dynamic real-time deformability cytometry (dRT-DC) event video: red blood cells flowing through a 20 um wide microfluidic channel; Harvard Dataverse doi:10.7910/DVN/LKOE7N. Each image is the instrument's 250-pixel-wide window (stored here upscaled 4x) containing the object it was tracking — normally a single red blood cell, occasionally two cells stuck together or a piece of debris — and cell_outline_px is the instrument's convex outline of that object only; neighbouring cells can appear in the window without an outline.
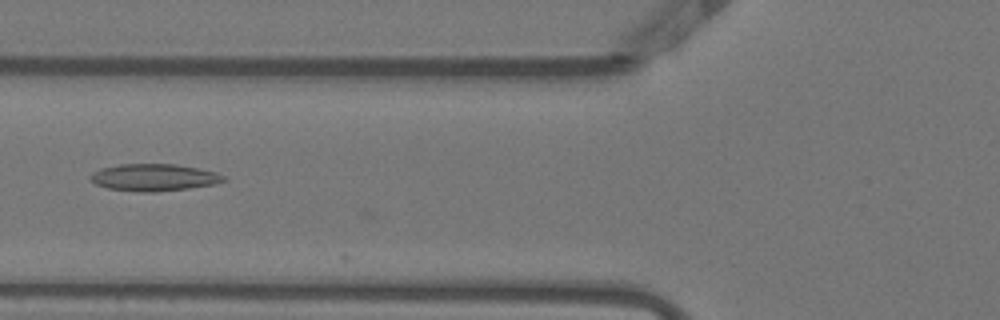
{"species": "Egyptian fruit bat (a non-hibernating species)", "species_latin": "Rousettus aegyptiacus", "temperature_condition": "warm", "stored_images_in_passage": 50, "camera_frame_rate_fps": 3000, "um_per_image_px": 0.085, "animal": {"sex": "female"}, "frame": {"image": 1, "passage_image": 20, "time_ms": 6.333, "image_size_px": [1000, 320], "cell_outline_px": [[228, 180], [212, 184], [188, 188], [156, 192], [140, 192], [108, 188], [96, 184], [88, 180], [88, 176], [92, 172], [100, 168], [120, 164], [176, 164], [216, 172], [224, 176]], "centroid_in_image_um": [13.03, 15.08], "position_along_channel_um": 112.8, "area_um2": 21.04}}
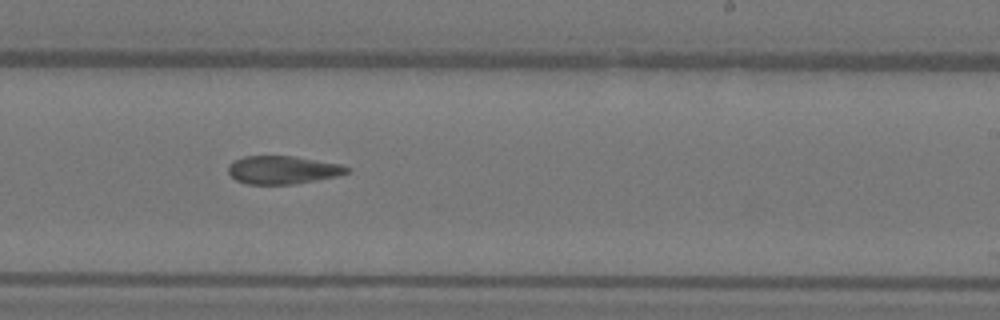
{"frame": {"image": 2, "passage_image": 32, "time_ms": 10.333, "image_size_px": [1000, 320], "cell_outline_px": [[348, 172], [336, 176], [296, 184], [248, 184], [236, 180], [228, 172], [228, 164], [232, 160], [244, 156], [292, 156], [340, 164], [348, 168]], "centroid_in_image_um": [23.97, 14.44], "position_along_channel_um": 265.0, "area_um2": 19.31}}
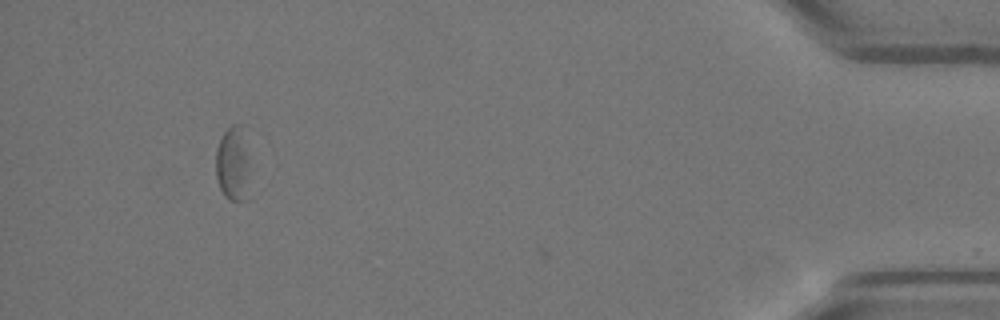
{"frame": {"image": 3, "passage_image": 49, "time_ms": 16.0, "image_size_px": [1000, 320], "cell_outline_px": [[248, 200], [228, 200], [224, 196], [220, 188], [216, 176], [216, 148], [224, 132], [232, 124], [240, 124], [248, 160]], "centroid_in_image_um": [19.77, 13.99], "position_along_channel_um": 415.4, "area_um2": 14.57}}